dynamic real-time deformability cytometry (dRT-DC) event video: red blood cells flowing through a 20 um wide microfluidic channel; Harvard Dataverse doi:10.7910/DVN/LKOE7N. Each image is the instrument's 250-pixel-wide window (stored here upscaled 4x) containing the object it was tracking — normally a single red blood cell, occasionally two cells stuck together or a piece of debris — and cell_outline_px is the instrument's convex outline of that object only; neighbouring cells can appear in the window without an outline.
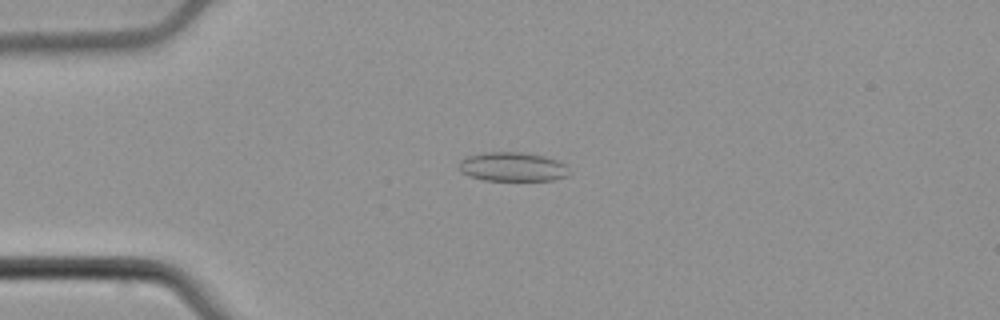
{"species": "common noctule bat (a hibernating species)", "species_latin": "Nyctalus noctula", "temperature_condition": "cold", "stored_images_in_passage": 46, "camera_frame_rate_fps": 3000, "um_per_image_px": 0.085, "animal": {"sex": "male", "body_mass_g": 21.5, "forearm_length_mm": 52.0}, "frame": {"image": 1, "passage_image": 5, "time_ms": 1.333, "image_size_px": [1000, 320], "cell_outline_px": [[572, 172], [568, 176], [552, 180], [484, 180], [468, 176], [460, 172], [460, 160], [464, 156], [484, 152], [520, 152], [544, 156], [556, 160], [564, 164]], "centroid_in_image_um": [43.55, 14.18], "position_along_channel_um": 41.4, "area_um2": 18.84}}
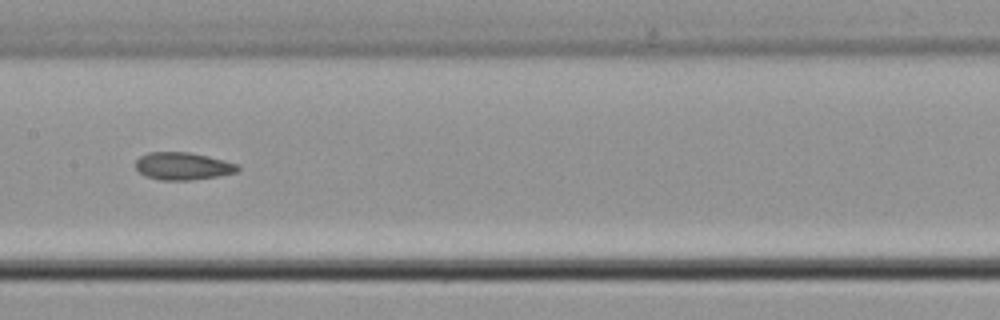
{"frame": {"image": 2, "passage_image": 19, "time_ms": 6.0, "image_size_px": [1000, 320], "cell_outline_px": [[240, 168], [236, 172], [216, 176], [188, 180], [160, 180], [144, 176], [136, 168], [136, 160], [140, 156], [148, 152], [188, 152], [208, 156], [224, 160], [236, 164]], "centroid_in_image_um": [15.5, 14.11], "position_along_channel_um": 191.9, "area_um2": 16.24}}
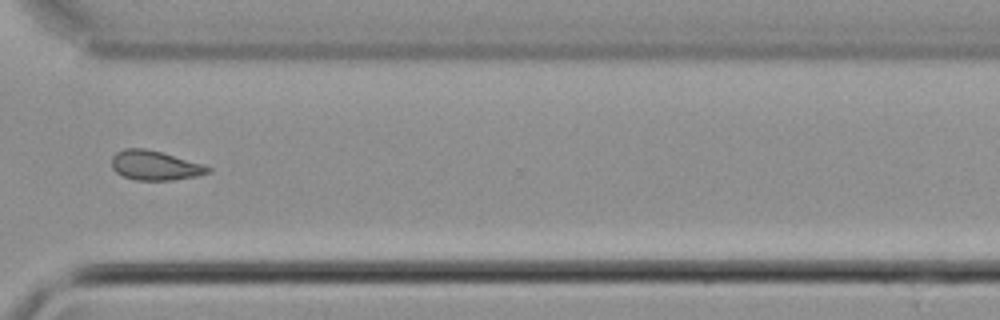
{"frame": {"image": 3, "passage_image": 32, "time_ms": 10.333, "image_size_px": [1000, 320], "cell_outline_px": [[212, 172], [196, 176], [172, 180], [136, 180], [124, 176], [116, 172], [112, 168], [112, 156], [116, 152], [124, 148], [144, 148], [160, 152], [204, 164], [212, 168]], "centroid_in_image_um": [13.18, 14.06], "position_along_channel_um": 357.4, "area_um2": 16.53}, "authors_computed_cell_mechanics": {"area_um2": 16.3863, "velocity_mm_per_s": 3.8121, "shape_relaxation_time_tau1_ms": null, "shape_relaxation_time_tau2_ms": 2.1883, "deformation_change_tau1": null, "deformation_change_tau2": 0.0598}}